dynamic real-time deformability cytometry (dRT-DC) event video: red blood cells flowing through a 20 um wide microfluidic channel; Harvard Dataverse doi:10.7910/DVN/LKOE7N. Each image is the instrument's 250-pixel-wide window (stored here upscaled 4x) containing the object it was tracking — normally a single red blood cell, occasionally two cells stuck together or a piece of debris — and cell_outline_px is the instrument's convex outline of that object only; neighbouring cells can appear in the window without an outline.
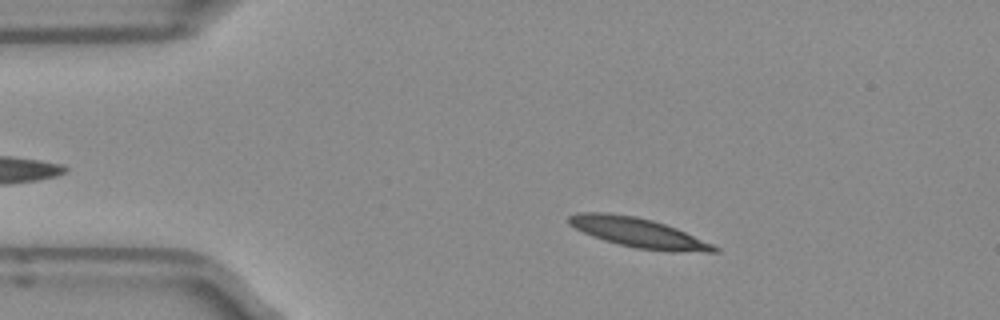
{"species": "Egyptian fruit bat (a non-hibernating species)", "species_latin": "Rousettus aegyptiacus", "temperature_condition": "room temperature", "stored_images_in_passage": 43, "camera_frame_rate_fps": 3000, "um_per_image_px": 0.085, "frame": {"image": 1, "passage_image": 8, "time_ms": 2.333, "image_size_px": [1000, 320], "cell_outline_px": [[720, 252], [672, 252], [636, 248], [604, 240], [584, 232], [568, 224], [568, 216], [576, 212], [604, 212], [636, 216], [652, 220], [676, 228], [712, 244], [720, 248]], "centroid_in_image_um": [54.26, 19.78], "position_along_channel_um": 30.7, "area_um2": 24.91}}
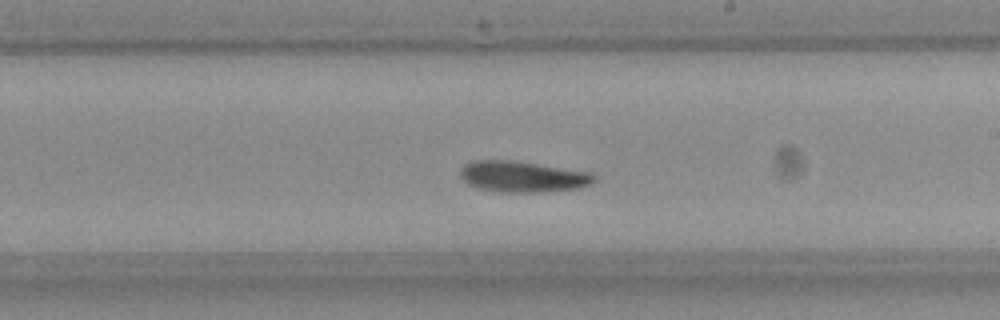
{"frame": {"image": 2, "passage_image": 28, "time_ms": 9.0, "image_size_px": [1000, 320], "cell_outline_px": [[596, 180], [592, 184], [580, 188], [544, 192], [492, 192], [476, 188], [468, 184], [460, 176], [460, 172], [464, 164], [476, 160], [508, 160], [588, 172], [596, 176]], "centroid_in_image_um": [44.4, 15.04], "position_along_channel_um": 244.6, "area_um2": 24.16}}
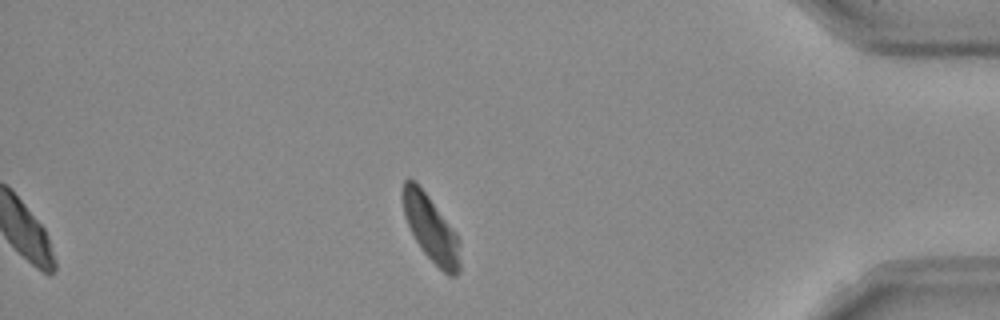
{"frame": {"image": 3, "passage_image": 43, "time_ms": 14.0, "image_size_px": [1000, 320], "cell_outline_px": [[460, 272], [456, 276], [448, 276], [424, 252], [416, 240], [404, 216], [404, 180], [408, 176], [428, 196], [456, 232], [460, 240]], "centroid_in_image_um": [36.69, 19.49], "position_along_channel_um": 398.5, "area_um2": 21.5}, "authors_computed_cell_mechanics": {"area_um2": 23.8714, "velocity_mm_per_s": 3.8916, "shape_relaxation_time_tau1_ms": null, "shape_relaxation_time_tau2_ms": 3.5184, "deformation_change_tau1": null, "deformation_change_tau2": 0.091}}